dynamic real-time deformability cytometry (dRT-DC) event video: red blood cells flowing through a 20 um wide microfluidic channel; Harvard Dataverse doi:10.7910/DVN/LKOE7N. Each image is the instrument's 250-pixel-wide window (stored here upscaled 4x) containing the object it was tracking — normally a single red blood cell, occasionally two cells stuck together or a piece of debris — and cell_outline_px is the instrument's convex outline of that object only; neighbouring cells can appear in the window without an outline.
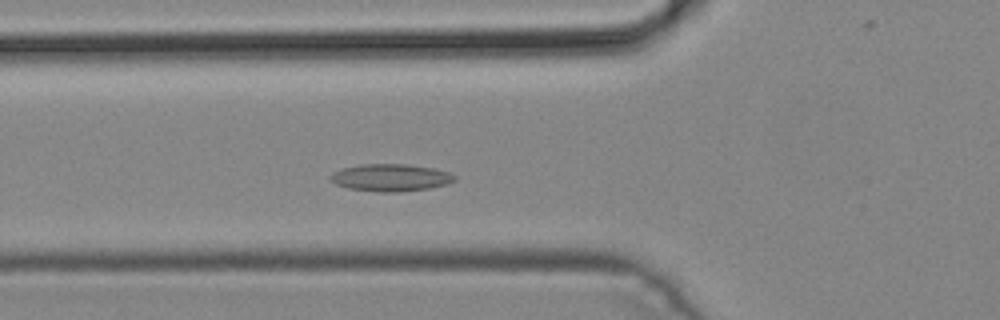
{"species": "common noctule bat (a hibernating species)", "species_latin": "Nyctalus noctula", "temperature_condition": "cold", "stored_images_in_passage": 28, "camera_frame_rate_fps": 3000, "um_per_image_px": 0.085, "animal": {"sex": "male", "body_mass_g": 19.2, "forearm_length_mm": 51.8}, "frame": {"image": 1, "passage_image": 9, "time_ms": 2.667, "image_size_px": [1000, 320], "cell_outline_px": [[456, 180], [448, 184], [428, 188], [400, 192], [380, 192], [348, 188], [336, 184], [328, 180], [328, 176], [332, 172], [340, 168], [360, 164], [408, 164], [436, 168], [448, 172], [456, 176]], "centroid_in_image_um": [33.17, 15.09], "position_along_channel_um": 92.6, "area_um2": 20.06}}
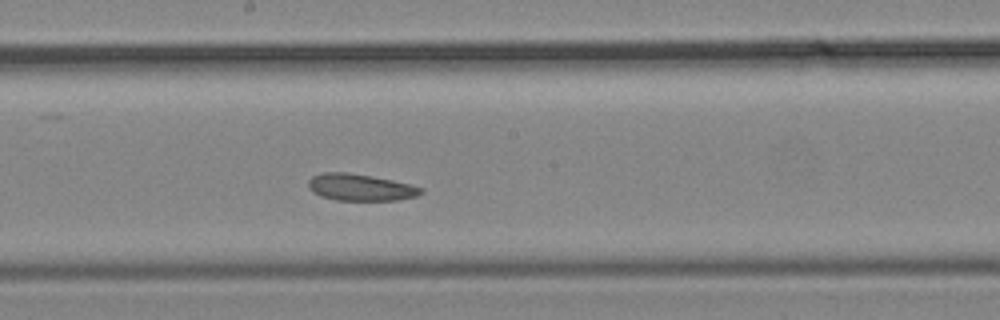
{"frame": {"image": 2, "passage_image": 18, "time_ms": 5.667, "image_size_px": [1000, 320], "cell_outline_px": [[424, 192], [416, 196], [396, 200], [336, 200], [320, 196], [312, 192], [308, 188], [308, 180], [312, 176], [324, 172], [348, 172], [372, 176], [412, 184], [424, 188]], "centroid_in_image_um": [30.63, 15.92], "position_along_channel_um": 217.6, "area_um2": 17.74}}
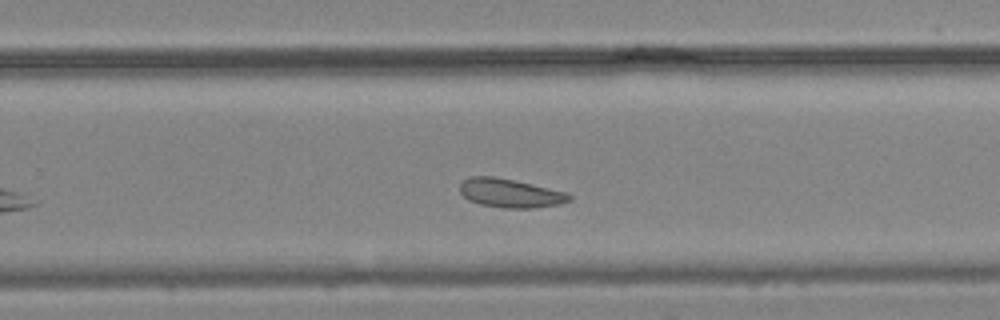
{"frame": {"image": 3, "passage_image": 23, "time_ms": 7.333, "image_size_px": [1000, 320], "cell_outline_px": [[572, 200], [560, 204], [536, 208], [504, 208], [480, 204], [468, 200], [460, 192], [460, 184], [464, 180], [472, 176], [496, 176], [568, 192], [572, 196]], "centroid_in_image_um": [43.4, 16.42], "position_along_channel_um": 286.4, "area_um2": 18.5}}